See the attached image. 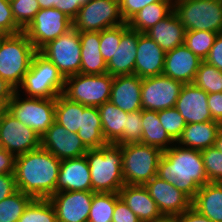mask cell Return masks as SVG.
<instances>
[{
	"label": "cell",
	"instance_id": "obj_1",
	"mask_svg": "<svg viewBox=\"0 0 222 222\" xmlns=\"http://www.w3.org/2000/svg\"><path fill=\"white\" fill-rule=\"evenodd\" d=\"M60 163L61 160L42 147L16 156L17 190L33 198L49 199L56 193Z\"/></svg>",
	"mask_w": 222,
	"mask_h": 222
},
{
	"label": "cell",
	"instance_id": "obj_2",
	"mask_svg": "<svg viewBox=\"0 0 222 222\" xmlns=\"http://www.w3.org/2000/svg\"><path fill=\"white\" fill-rule=\"evenodd\" d=\"M157 176L173 184L191 200L195 198L201 186L209 183L201 150L186 148L177 143L163 151Z\"/></svg>",
	"mask_w": 222,
	"mask_h": 222
},
{
	"label": "cell",
	"instance_id": "obj_3",
	"mask_svg": "<svg viewBox=\"0 0 222 222\" xmlns=\"http://www.w3.org/2000/svg\"><path fill=\"white\" fill-rule=\"evenodd\" d=\"M90 167L92 192L119 193L125 185L122 175V145L108 143L88 149L85 154Z\"/></svg>",
	"mask_w": 222,
	"mask_h": 222
},
{
	"label": "cell",
	"instance_id": "obj_4",
	"mask_svg": "<svg viewBox=\"0 0 222 222\" xmlns=\"http://www.w3.org/2000/svg\"><path fill=\"white\" fill-rule=\"evenodd\" d=\"M36 52L23 31L6 35L0 43V78L18 90Z\"/></svg>",
	"mask_w": 222,
	"mask_h": 222
},
{
	"label": "cell",
	"instance_id": "obj_5",
	"mask_svg": "<svg viewBox=\"0 0 222 222\" xmlns=\"http://www.w3.org/2000/svg\"><path fill=\"white\" fill-rule=\"evenodd\" d=\"M65 79L58 68L37 51L22 84L16 91L25 97L57 98L64 91Z\"/></svg>",
	"mask_w": 222,
	"mask_h": 222
},
{
	"label": "cell",
	"instance_id": "obj_6",
	"mask_svg": "<svg viewBox=\"0 0 222 222\" xmlns=\"http://www.w3.org/2000/svg\"><path fill=\"white\" fill-rule=\"evenodd\" d=\"M163 151L142 143L122 145V175L125 184L145 185L157 176Z\"/></svg>",
	"mask_w": 222,
	"mask_h": 222
},
{
	"label": "cell",
	"instance_id": "obj_7",
	"mask_svg": "<svg viewBox=\"0 0 222 222\" xmlns=\"http://www.w3.org/2000/svg\"><path fill=\"white\" fill-rule=\"evenodd\" d=\"M173 11L186 31L222 33V0H174Z\"/></svg>",
	"mask_w": 222,
	"mask_h": 222
},
{
	"label": "cell",
	"instance_id": "obj_8",
	"mask_svg": "<svg viewBox=\"0 0 222 222\" xmlns=\"http://www.w3.org/2000/svg\"><path fill=\"white\" fill-rule=\"evenodd\" d=\"M113 79L109 73L71 75L65 79L62 95L72 102L98 107L109 101Z\"/></svg>",
	"mask_w": 222,
	"mask_h": 222
},
{
	"label": "cell",
	"instance_id": "obj_9",
	"mask_svg": "<svg viewBox=\"0 0 222 222\" xmlns=\"http://www.w3.org/2000/svg\"><path fill=\"white\" fill-rule=\"evenodd\" d=\"M56 98L23 97L14 92L7 110L21 123L42 136L55 121Z\"/></svg>",
	"mask_w": 222,
	"mask_h": 222
},
{
	"label": "cell",
	"instance_id": "obj_10",
	"mask_svg": "<svg viewBox=\"0 0 222 222\" xmlns=\"http://www.w3.org/2000/svg\"><path fill=\"white\" fill-rule=\"evenodd\" d=\"M78 32H100L125 23L118 0H90L72 20Z\"/></svg>",
	"mask_w": 222,
	"mask_h": 222
},
{
	"label": "cell",
	"instance_id": "obj_11",
	"mask_svg": "<svg viewBox=\"0 0 222 222\" xmlns=\"http://www.w3.org/2000/svg\"><path fill=\"white\" fill-rule=\"evenodd\" d=\"M39 52L49 59L65 78L80 73V32L74 27L48 42Z\"/></svg>",
	"mask_w": 222,
	"mask_h": 222
},
{
	"label": "cell",
	"instance_id": "obj_12",
	"mask_svg": "<svg viewBox=\"0 0 222 222\" xmlns=\"http://www.w3.org/2000/svg\"><path fill=\"white\" fill-rule=\"evenodd\" d=\"M0 147L16 157L40 148L41 136L5 108L0 110Z\"/></svg>",
	"mask_w": 222,
	"mask_h": 222
},
{
	"label": "cell",
	"instance_id": "obj_13",
	"mask_svg": "<svg viewBox=\"0 0 222 222\" xmlns=\"http://www.w3.org/2000/svg\"><path fill=\"white\" fill-rule=\"evenodd\" d=\"M73 27L72 19L56 8L40 9L23 30L35 49L39 51Z\"/></svg>",
	"mask_w": 222,
	"mask_h": 222
},
{
	"label": "cell",
	"instance_id": "obj_14",
	"mask_svg": "<svg viewBox=\"0 0 222 222\" xmlns=\"http://www.w3.org/2000/svg\"><path fill=\"white\" fill-rule=\"evenodd\" d=\"M183 83L165 75L146 77L142 80V109L160 111L175 107Z\"/></svg>",
	"mask_w": 222,
	"mask_h": 222
},
{
	"label": "cell",
	"instance_id": "obj_15",
	"mask_svg": "<svg viewBox=\"0 0 222 222\" xmlns=\"http://www.w3.org/2000/svg\"><path fill=\"white\" fill-rule=\"evenodd\" d=\"M92 191H59L49 200L55 208L57 222H88Z\"/></svg>",
	"mask_w": 222,
	"mask_h": 222
},
{
	"label": "cell",
	"instance_id": "obj_16",
	"mask_svg": "<svg viewBox=\"0 0 222 222\" xmlns=\"http://www.w3.org/2000/svg\"><path fill=\"white\" fill-rule=\"evenodd\" d=\"M41 147L59 160L82 157L88 151L77 133L68 132L65 127L55 121L41 136Z\"/></svg>",
	"mask_w": 222,
	"mask_h": 222
},
{
	"label": "cell",
	"instance_id": "obj_17",
	"mask_svg": "<svg viewBox=\"0 0 222 222\" xmlns=\"http://www.w3.org/2000/svg\"><path fill=\"white\" fill-rule=\"evenodd\" d=\"M144 186L163 216L175 217L192 206V200L185 193L158 176Z\"/></svg>",
	"mask_w": 222,
	"mask_h": 222
},
{
	"label": "cell",
	"instance_id": "obj_18",
	"mask_svg": "<svg viewBox=\"0 0 222 222\" xmlns=\"http://www.w3.org/2000/svg\"><path fill=\"white\" fill-rule=\"evenodd\" d=\"M207 99L208 93L194 83L183 84L175 108L187 124L212 121Z\"/></svg>",
	"mask_w": 222,
	"mask_h": 222
},
{
	"label": "cell",
	"instance_id": "obj_19",
	"mask_svg": "<svg viewBox=\"0 0 222 222\" xmlns=\"http://www.w3.org/2000/svg\"><path fill=\"white\" fill-rule=\"evenodd\" d=\"M141 34L129 28L127 23L121 25L120 44L111 60L107 63V73L113 77L134 75L137 43Z\"/></svg>",
	"mask_w": 222,
	"mask_h": 222
},
{
	"label": "cell",
	"instance_id": "obj_20",
	"mask_svg": "<svg viewBox=\"0 0 222 222\" xmlns=\"http://www.w3.org/2000/svg\"><path fill=\"white\" fill-rule=\"evenodd\" d=\"M202 61L184 44L177 46L166 52L163 75L183 84L193 83Z\"/></svg>",
	"mask_w": 222,
	"mask_h": 222
},
{
	"label": "cell",
	"instance_id": "obj_21",
	"mask_svg": "<svg viewBox=\"0 0 222 222\" xmlns=\"http://www.w3.org/2000/svg\"><path fill=\"white\" fill-rule=\"evenodd\" d=\"M59 191H92L86 156L61 160L56 184Z\"/></svg>",
	"mask_w": 222,
	"mask_h": 222
},
{
	"label": "cell",
	"instance_id": "obj_22",
	"mask_svg": "<svg viewBox=\"0 0 222 222\" xmlns=\"http://www.w3.org/2000/svg\"><path fill=\"white\" fill-rule=\"evenodd\" d=\"M166 52L145 33L139 36L134 75L140 78L163 74Z\"/></svg>",
	"mask_w": 222,
	"mask_h": 222
},
{
	"label": "cell",
	"instance_id": "obj_23",
	"mask_svg": "<svg viewBox=\"0 0 222 222\" xmlns=\"http://www.w3.org/2000/svg\"><path fill=\"white\" fill-rule=\"evenodd\" d=\"M142 80L137 75L115 76L109 101L125 112L142 110Z\"/></svg>",
	"mask_w": 222,
	"mask_h": 222
},
{
	"label": "cell",
	"instance_id": "obj_24",
	"mask_svg": "<svg viewBox=\"0 0 222 222\" xmlns=\"http://www.w3.org/2000/svg\"><path fill=\"white\" fill-rule=\"evenodd\" d=\"M119 195L141 222H153L164 217L144 185L125 184Z\"/></svg>",
	"mask_w": 222,
	"mask_h": 222
},
{
	"label": "cell",
	"instance_id": "obj_25",
	"mask_svg": "<svg viewBox=\"0 0 222 222\" xmlns=\"http://www.w3.org/2000/svg\"><path fill=\"white\" fill-rule=\"evenodd\" d=\"M145 34L155 41L165 52L184 44L186 29L172 11Z\"/></svg>",
	"mask_w": 222,
	"mask_h": 222
},
{
	"label": "cell",
	"instance_id": "obj_26",
	"mask_svg": "<svg viewBox=\"0 0 222 222\" xmlns=\"http://www.w3.org/2000/svg\"><path fill=\"white\" fill-rule=\"evenodd\" d=\"M80 73L100 75L107 73V63L100 51V32H81Z\"/></svg>",
	"mask_w": 222,
	"mask_h": 222
},
{
	"label": "cell",
	"instance_id": "obj_27",
	"mask_svg": "<svg viewBox=\"0 0 222 222\" xmlns=\"http://www.w3.org/2000/svg\"><path fill=\"white\" fill-rule=\"evenodd\" d=\"M221 127L222 124L215 120L187 124L177 144L197 150L212 147Z\"/></svg>",
	"mask_w": 222,
	"mask_h": 222
},
{
	"label": "cell",
	"instance_id": "obj_28",
	"mask_svg": "<svg viewBox=\"0 0 222 222\" xmlns=\"http://www.w3.org/2000/svg\"><path fill=\"white\" fill-rule=\"evenodd\" d=\"M192 207L212 222H222V182L201 186L192 200Z\"/></svg>",
	"mask_w": 222,
	"mask_h": 222
},
{
	"label": "cell",
	"instance_id": "obj_29",
	"mask_svg": "<svg viewBox=\"0 0 222 222\" xmlns=\"http://www.w3.org/2000/svg\"><path fill=\"white\" fill-rule=\"evenodd\" d=\"M88 149L100 148L107 145L103 137L100 113L95 106L83 105L81 127L77 132Z\"/></svg>",
	"mask_w": 222,
	"mask_h": 222
},
{
	"label": "cell",
	"instance_id": "obj_30",
	"mask_svg": "<svg viewBox=\"0 0 222 222\" xmlns=\"http://www.w3.org/2000/svg\"><path fill=\"white\" fill-rule=\"evenodd\" d=\"M142 139L141 143L159 148L162 151L169 149L175 142L162 127L158 111L142 109Z\"/></svg>",
	"mask_w": 222,
	"mask_h": 222
},
{
	"label": "cell",
	"instance_id": "obj_31",
	"mask_svg": "<svg viewBox=\"0 0 222 222\" xmlns=\"http://www.w3.org/2000/svg\"><path fill=\"white\" fill-rule=\"evenodd\" d=\"M173 11V0H161L142 8L128 22V27L145 33Z\"/></svg>",
	"mask_w": 222,
	"mask_h": 222
},
{
	"label": "cell",
	"instance_id": "obj_32",
	"mask_svg": "<svg viewBox=\"0 0 222 222\" xmlns=\"http://www.w3.org/2000/svg\"><path fill=\"white\" fill-rule=\"evenodd\" d=\"M100 113L103 137L107 143H115L126 126V112L108 101L97 107Z\"/></svg>",
	"mask_w": 222,
	"mask_h": 222
},
{
	"label": "cell",
	"instance_id": "obj_33",
	"mask_svg": "<svg viewBox=\"0 0 222 222\" xmlns=\"http://www.w3.org/2000/svg\"><path fill=\"white\" fill-rule=\"evenodd\" d=\"M83 105L72 102L62 94L56 98L55 122L65 127L68 132L77 133L81 127Z\"/></svg>",
	"mask_w": 222,
	"mask_h": 222
},
{
	"label": "cell",
	"instance_id": "obj_34",
	"mask_svg": "<svg viewBox=\"0 0 222 222\" xmlns=\"http://www.w3.org/2000/svg\"><path fill=\"white\" fill-rule=\"evenodd\" d=\"M119 197V193L95 192L88 222H112L115 203Z\"/></svg>",
	"mask_w": 222,
	"mask_h": 222
},
{
	"label": "cell",
	"instance_id": "obj_35",
	"mask_svg": "<svg viewBox=\"0 0 222 222\" xmlns=\"http://www.w3.org/2000/svg\"><path fill=\"white\" fill-rule=\"evenodd\" d=\"M34 198L17 190L0 201V222H18L25 208Z\"/></svg>",
	"mask_w": 222,
	"mask_h": 222
},
{
	"label": "cell",
	"instance_id": "obj_36",
	"mask_svg": "<svg viewBox=\"0 0 222 222\" xmlns=\"http://www.w3.org/2000/svg\"><path fill=\"white\" fill-rule=\"evenodd\" d=\"M18 222H57L56 211L49 199L34 198Z\"/></svg>",
	"mask_w": 222,
	"mask_h": 222
},
{
	"label": "cell",
	"instance_id": "obj_37",
	"mask_svg": "<svg viewBox=\"0 0 222 222\" xmlns=\"http://www.w3.org/2000/svg\"><path fill=\"white\" fill-rule=\"evenodd\" d=\"M193 83L208 94L222 92V71L202 61Z\"/></svg>",
	"mask_w": 222,
	"mask_h": 222
},
{
	"label": "cell",
	"instance_id": "obj_38",
	"mask_svg": "<svg viewBox=\"0 0 222 222\" xmlns=\"http://www.w3.org/2000/svg\"><path fill=\"white\" fill-rule=\"evenodd\" d=\"M218 33L210 31H186L184 45L201 60H205L214 45Z\"/></svg>",
	"mask_w": 222,
	"mask_h": 222
},
{
	"label": "cell",
	"instance_id": "obj_39",
	"mask_svg": "<svg viewBox=\"0 0 222 222\" xmlns=\"http://www.w3.org/2000/svg\"><path fill=\"white\" fill-rule=\"evenodd\" d=\"M158 117L167 134L177 143L187 125L183 116L175 107H172L158 111Z\"/></svg>",
	"mask_w": 222,
	"mask_h": 222
},
{
	"label": "cell",
	"instance_id": "obj_40",
	"mask_svg": "<svg viewBox=\"0 0 222 222\" xmlns=\"http://www.w3.org/2000/svg\"><path fill=\"white\" fill-rule=\"evenodd\" d=\"M15 22L24 30L41 9L37 0H9Z\"/></svg>",
	"mask_w": 222,
	"mask_h": 222
},
{
	"label": "cell",
	"instance_id": "obj_41",
	"mask_svg": "<svg viewBox=\"0 0 222 222\" xmlns=\"http://www.w3.org/2000/svg\"><path fill=\"white\" fill-rule=\"evenodd\" d=\"M205 173L209 182H222V151L215 146L201 150Z\"/></svg>",
	"mask_w": 222,
	"mask_h": 222
},
{
	"label": "cell",
	"instance_id": "obj_42",
	"mask_svg": "<svg viewBox=\"0 0 222 222\" xmlns=\"http://www.w3.org/2000/svg\"><path fill=\"white\" fill-rule=\"evenodd\" d=\"M142 110L126 112V126L123 135L114 143L125 145L141 143L142 139Z\"/></svg>",
	"mask_w": 222,
	"mask_h": 222
},
{
	"label": "cell",
	"instance_id": "obj_43",
	"mask_svg": "<svg viewBox=\"0 0 222 222\" xmlns=\"http://www.w3.org/2000/svg\"><path fill=\"white\" fill-rule=\"evenodd\" d=\"M121 40V25L100 31V51L108 63L118 49Z\"/></svg>",
	"mask_w": 222,
	"mask_h": 222
},
{
	"label": "cell",
	"instance_id": "obj_44",
	"mask_svg": "<svg viewBox=\"0 0 222 222\" xmlns=\"http://www.w3.org/2000/svg\"><path fill=\"white\" fill-rule=\"evenodd\" d=\"M23 29L15 22L9 0H0V33L14 35Z\"/></svg>",
	"mask_w": 222,
	"mask_h": 222
},
{
	"label": "cell",
	"instance_id": "obj_45",
	"mask_svg": "<svg viewBox=\"0 0 222 222\" xmlns=\"http://www.w3.org/2000/svg\"><path fill=\"white\" fill-rule=\"evenodd\" d=\"M161 0H121L120 11L121 15L127 23L134 15H136L145 6L160 2Z\"/></svg>",
	"mask_w": 222,
	"mask_h": 222
},
{
	"label": "cell",
	"instance_id": "obj_46",
	"mask_svg": "<svg viewBox=\"0 0 222 222\" xmlns=\"http://www.w3.org/2000/svg\"><path fill=\"white\" fill-rule=\"evenodd\" d=\"M112 222H141L121 197L115 203Z\"/></svg>",
	"mask_w": 222,
	"mask_h": 222
},
{
	"label": "cell",
	"instance_id": "obj_47",
	"mask_svg": "<svg viewBox=\"0 0 222 222\" xmlns=\"http://www.w3.org/2000/svg\"><path fill=\"white\" fill-rule=\"evenodd\" d=\"M89 1L90 0H58V5L55 8L73 20L77 16L79 9Z\"/></svg>",
	"mask_w": 222,
	"mask_h": 222
},
{
	"label": "cell",
	"instance_id": "obj_48",
	"mask_svg": "<svg viewBox=\"0 0 222 222\" xmlns=\"http://www.w3.org/2000/svg\"><path fill=\"white\" fill-rule=\"evenodd\" d=\"M204 61L222 71V33H218L214 45Z\"/></svg>",
	"mask_w": 222,
	"mask_h": 222
},
{
	"label": "cell",
	"instance_id": "obj_49",
	"mask_svg": "<svg viewBox=\"0 0 222 222\" xmlns=\"http://www.w3.org/2000/svg\"><path fill=\"white\" fill-rule=\"evenodd\" d=\"M17 191L14 173L0 174V201Z\"/></svg>",
	"mask_w": 222,
	"mask_h": 222
},
{
	"label": "cell",
	"instance_id": "obj_50",
	"mask_svg": "<svg viewBox=\"0 0 222 222\" xmlns=\"http://www.w3.org/2000/svg\"><path fill=\"white\" fill-rule=\"evenodd\" d=\"M207 103L212 119L222 124V92L208 94Z\"/></svg>",
	"mask_w": 222,
	"mask_h": 222
},
{
	"label": "cell",
	"instance_id": "obj_51",
	"mask_svg": "<svg viewBox=\"0 0 222 222\" xmlns=\"http://www.w3.org/2000/svg\"><path fill=\"white\" fill-rule=\"evenodd\" d=\"M15 156L0 147V174L14 173Z\"/></svg>",
	"mask_w": 222,
	"mask_h": 222
},
{
	"label": "cell",
	"instance_id": "obj_52",
	"mask_svg": "<svg viewBox=\"0 0 222 222\" xmlns=\"http://www.w3.org/2000/svg\"><path fill=\"white\" fill-rule=\"evenodd\" d=\"M175 217L177 222H212L208 217L200 214L192 206L188 210Z\"/></svg>",
	"mask_w": 222,
	"mask_h": 222
},
{
	"label": "cell",
	"instance_id": "obj_53",
	"mask_svg": "<svg viewBox=\"0 0 222 222\" xmlns=\"http://www.w3.org/2000/svg\"><path fill=\"white\" fill-rule=\"evenodd\" d=\"M16 90L0 78V110L7 108Z\"/></svg>",
	"mask_w": 222,
	"mask_h": 222
},
{
	"label": "cell",
	"instance_id": "obj_54",
	"mask_svg": "<svg viewBox=\"0 0 222 222\" xmlns=\"http://www.w3.org/2000/svg\"><path fill=\"white\" fill-rule=\"evenodd\" d=\"M41 9L55 8L58 0H37Z\"/></svg>",
	"mask_w": 222,
	"mask_h": 222
},
{
	"label": "cell",
	"instance_id": "obj_55",
	"mask_svg": "<svg viewBox=\"0 0 222 222\" xmlns=\"http://www.w3.org/2000/svg\"><path fill=\"white\" fill-rule=\"evenodd\" d=\"M214 146L219 149L220 151H222V127L221 129L218 131Z\"/></svg>",
	"mask_w": 222,
	"mask_h": 222
},
{
	"label": "cell",
	"instance_id": "obj_56",
	"mask_svg": "<svg viewBox=\"0 0 222 222\" xmlns=\"http://www.w3.org/2000/svg\"><path fill=\"white\" fill-rule=\"evenodd\" d=\"M153 222H177V219L176 217H166L164 216L163 218L159 219V220H156V221H153Z\"/></svg>",
	"mask_w": 222,
	"mask_h": 222
},
{
	"label": "cell",
	"instance_id": "obj_57",
	"mask_svg": "<svg viewBox=\"0 0 222 222\" xmlns=\"http://www.w3.org/2000/svg\"><path fill=\"white\" fill-rule=\"evenodd\" d=\"M5 34L0 33V43L2 42V39L5 37Z\"/></svg>",
	"mask_w": 222,
	"mask_h": 222
}]
</instances>
